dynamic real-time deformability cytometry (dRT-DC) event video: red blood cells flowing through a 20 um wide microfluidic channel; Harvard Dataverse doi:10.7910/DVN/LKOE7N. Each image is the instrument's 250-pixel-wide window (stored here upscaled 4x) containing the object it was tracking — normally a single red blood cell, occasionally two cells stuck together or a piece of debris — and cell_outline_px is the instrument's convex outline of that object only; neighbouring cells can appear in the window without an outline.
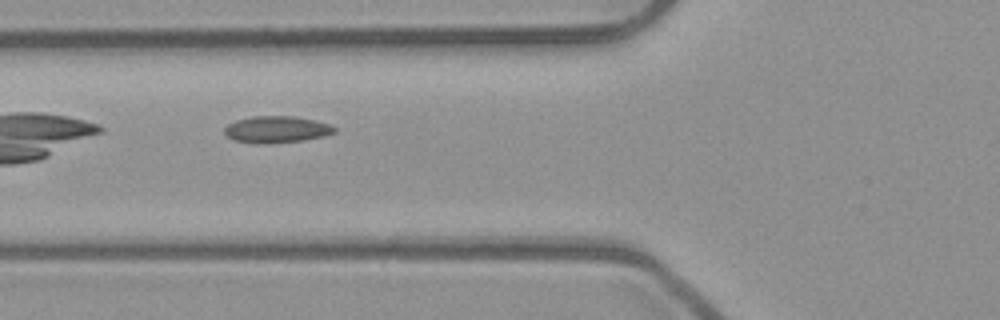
{"species": "common noctule bat (a hibernating species)", "species_latin": "Nyctalus noctula", "temperature_condition": "room temperature", "stored_images_in_passage": 40, "camera_frame_rate_fps": 3000, "um_per_image_px": 0.085, "animal": {"sex": "male", "body_mass_g": 23.1, "forearm_length_mm": 52.7}, "frame": {"image": 1, "passage_image": 6, "time_ms": 1.667, "image_size_px": [1000, 320], "cell_outline_px": [[336, 132], [324, 136], [300, 140], [264, 144], [256, 144], [232, 140], [224, 132], [224, 128], [228, 124], [236, 120], [252, 116], [292, 116], [312, 120], [328, 124], [336, 128]], "centroid_in_image_um": [23.46, 11.01], "position_along_channel_um": 102.3, "area_um2": 16.99}}
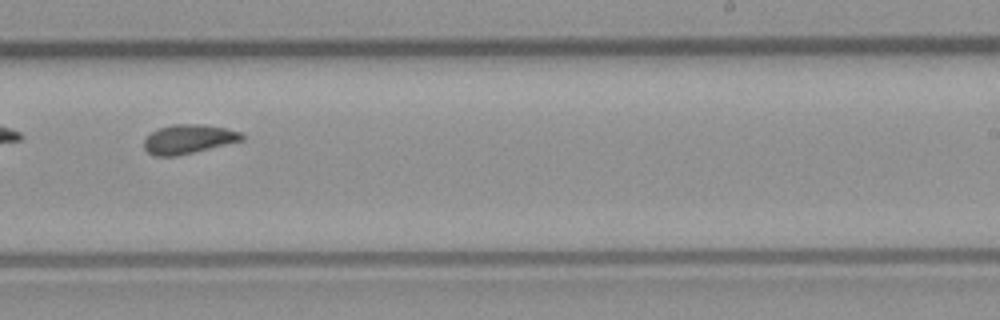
{"frame": {"image": 2, "passage_image": 19, "time_ms": 6.0, "image_size_px": [1000, 320], "cell_outline_px": [[244, 140], [176, 156], [156, 156], [148, 152], [144, 148], [144, 140], [152, 132], [160, 128], [172, 124], [200, 124], [224, 128], [240, 132], [244, 136]], "centroid_in_image_um": [16.01, 11.82], "position_along_channel_um": 273.0, "area_um2": 16.36}}
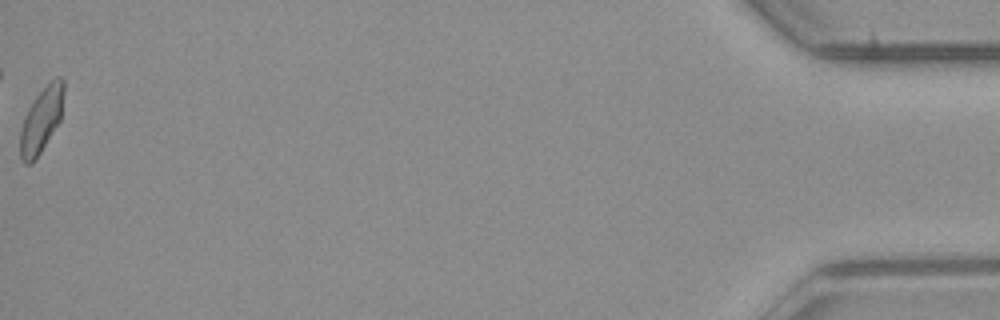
{"frame": {"image": 3, "passage_image": 39, "time_ms": 12.667, "image_size_px": [1000, 320], "cell_outline_px": [[64, 92], [60, 120], [40, 152], [32, 164], [24, 164], [20, 156], [20, 132], [24, 116], [28, 108], [36, 96], [56, 76], [60, 76], [64, 80]], "centroid_in_image_um": [3.51, 10.19], "position_along_channel_um": 431.7, "area_um2": 16.36}}